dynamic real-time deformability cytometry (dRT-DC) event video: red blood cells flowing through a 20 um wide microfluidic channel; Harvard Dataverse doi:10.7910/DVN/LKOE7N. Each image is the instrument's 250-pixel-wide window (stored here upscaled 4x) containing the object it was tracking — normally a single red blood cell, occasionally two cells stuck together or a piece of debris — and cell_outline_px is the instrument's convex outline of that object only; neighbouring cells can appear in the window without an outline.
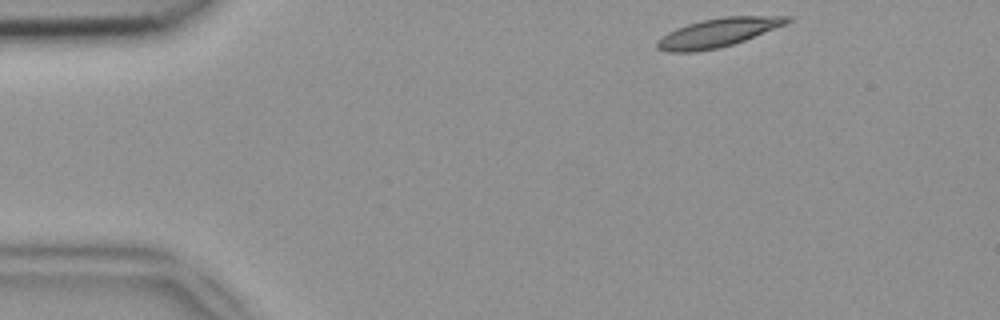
{"species": "common noctule bat (a hibernating species)", "species_latin": "Nyctalus noctula", "temperature_condition": "room temperature", "stored_images_in_passage": 44, "camera_frame_rate_fps": 3000, "um_per_image_px": 0.085, "animal": {"sex": "female", "body_mass_g": 18.4}, "frame": {"image": 1, "passage_image": 1, "time_ms": 0.0, "image_size_px": [1000, 320], "cell_outline_px": [[792, 20], [788, 24], [744, 40], [720, 48], [696, 52], [668, 52], [656, 48], [656, 40], [668, 32], [676, 28], [700, 20], [724, 16], [792, 16]], "centroid_in_image_um": [61.03, 2.77], "position_along_channel_um": 24.0, "area_um2": 21.96}}
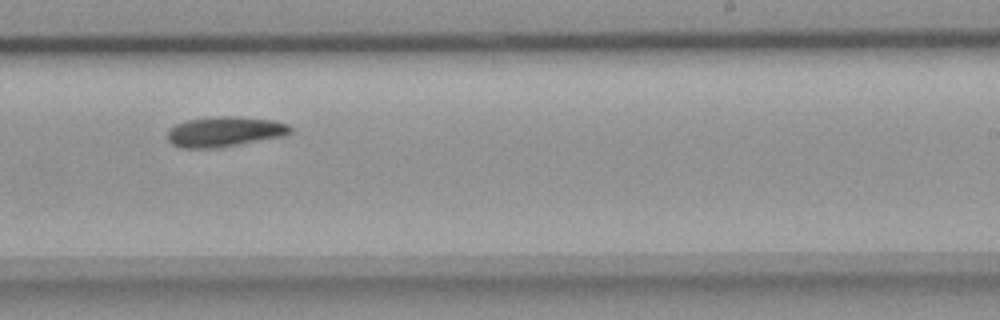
{"frame": {"image": 2, "passage_image": 25, "time_ms": 8.0, "image_size_px": [1000, 320], "cell_outline_px": [[292, 132], [288, 136], [220, 148], [180, 148], [172, 144], [168, 140], [168, 128], [176, 124], [188, 120], [216, 116], [236, 116], [272, 120], [288, 124], [292, 128]], "centroid_in_image_um": [19.13, 11.2], "position_along_channel_um": 269.9, "area_um2": 22.02}}
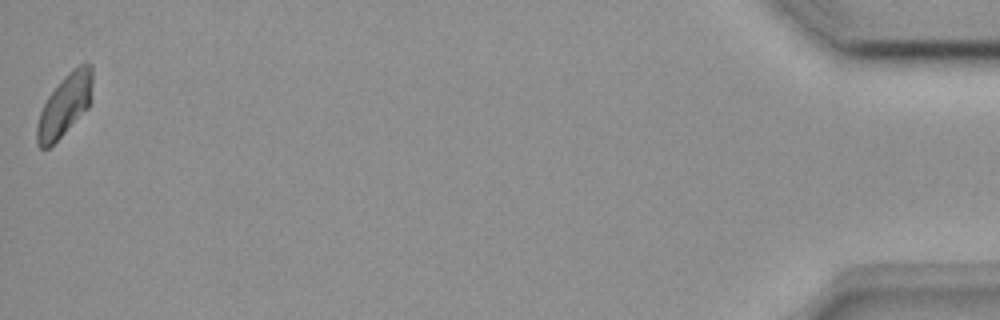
{"frame": {"image": 3, "passage_image": 44, "time_ms": 14.333, "image_size_px": [1000, 320], "cell_outline_px": [[92, 100], [88, 108], [48, 148], [40, 148], [36, 144], [36, 128], [40, 112], [48, 96], [60, 80], [64, 76], [80, 64], [92, 64]], "centroid_in_image_um": [5.51, 8.93], "position_along_channel_um": 429.7, "area_um2": 19.77}}